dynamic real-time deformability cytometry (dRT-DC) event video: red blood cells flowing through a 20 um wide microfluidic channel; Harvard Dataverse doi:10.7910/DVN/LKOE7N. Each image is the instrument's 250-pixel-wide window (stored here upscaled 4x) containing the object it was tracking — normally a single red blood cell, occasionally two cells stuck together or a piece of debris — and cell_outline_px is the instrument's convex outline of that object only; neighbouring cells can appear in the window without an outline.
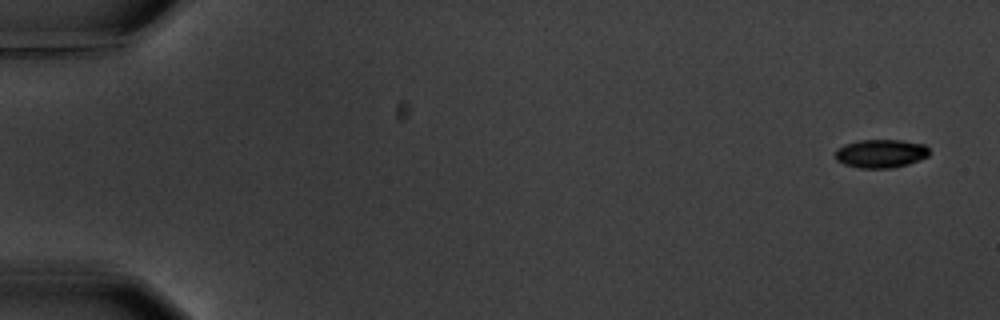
{"species": "common noctule bat (a hibernating species)", "species_latin": "Nyctalus noctula", "temperature_condition": "warm", "stored_images_in_passage": 8, "camera_frame_rate_fps": 3000, "um_per_image_px": 0.085, "animal": {"sex": "male", "body_mass_g": 20.1, "forearm_length_mm": 53.5}, "frame": {"image": 1, "passage_image": 1, "time_ms": 0.0, "image_size_px": [1000, 320], "cell_outline_px": [[928, 156], [920, 160], [908, 164], [892, 168], [860, 168], [844, 164], [836, 160], [836, 148], [844, 144], [860, 140], [900, 140], [924, 144], [928, 148]], "centroid_in_image_um": [74.85, 13.05], "position_along_channel_um": 10.1, "area_um2": 15.61}}
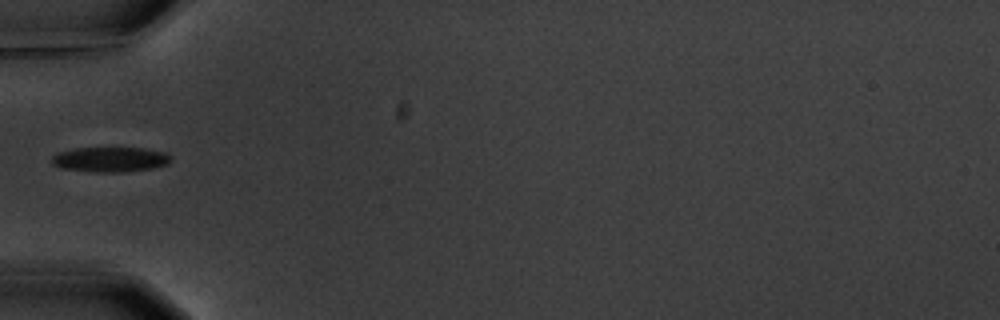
{"frame": {"image": 2, "passage_image": 5, "time_ms": 6.0, "image_size_px": [1000, 320], "cell_outline_px": [[172, 156], [168, 164], [152, 168], [124, 172], [92, 172], [60, 168], [52, 164], [52, 156], [60, 152], [76, 148], [144, 148], [168, 152]], "centroid_in_image_um": [9.4, 13.55], "position_along_channel_um": 75.6, "area_um2": 17.46}}
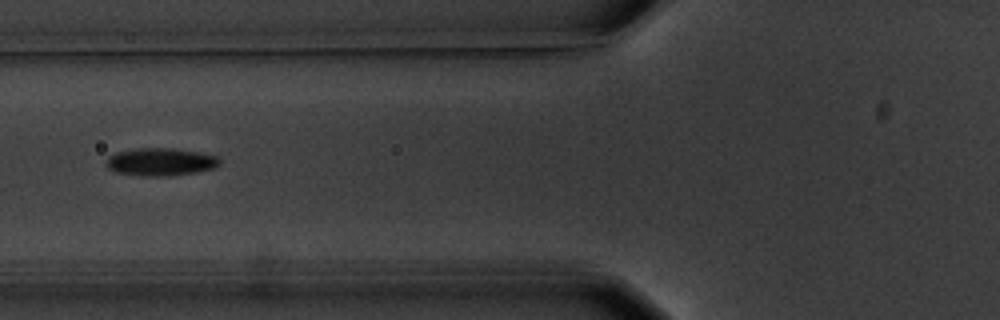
{"frame": {"image": 3, "passage_image": 6, "time_ms": 7.0, "image_size_px": [1000, 320], "cell_outline_px": [[220, 164], [216, 168], [196, 172], [168, 176], [144, 176], [116, 172], [108, 168], [104, 160], [108, 156], [116, 152], [136, 148], [172, 148], [196, 152], [216, 156], [220, 160]], "centroid_in_image_um": [13.62, 13.76], "position_along_channel_um": 112.2, "area_um2": 18.38}}